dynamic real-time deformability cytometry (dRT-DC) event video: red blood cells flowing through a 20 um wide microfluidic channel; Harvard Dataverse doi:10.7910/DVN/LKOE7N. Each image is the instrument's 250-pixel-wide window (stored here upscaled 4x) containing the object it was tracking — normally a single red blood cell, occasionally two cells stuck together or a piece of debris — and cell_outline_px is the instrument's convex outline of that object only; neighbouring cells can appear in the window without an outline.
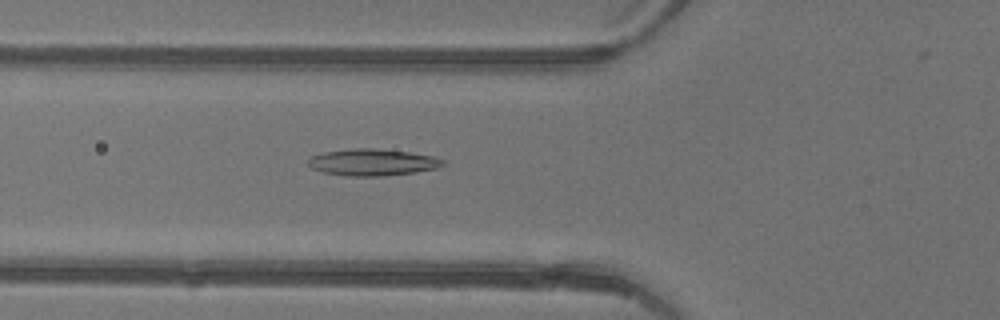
{"species": "common noctule bat (a hibernating species)", "species_latin": "Nyctalus noctula", "temperature_condition": "warm", "stored_images_in_passage": 45, "camera_frame_rate_fps": 3000, "um_per_image_px": 0.085, "animal": {"sex": "female"}, "frame": {"image": 1, "passage_image": 16, "time_ms": 5.0, "image_size_px": [1000, 320], "cell_outline_px": [[448, 164], [436, 168], [416, 172], [380, 176], [348, 176], [324, 172], [312, 168], [308, 164], [308, 160], [312, 156], [324, 152], [352, 148], [376, 148], [408, 152], [432, 156], [444, 160]], "centroid_in_image_um": [31.69, 13.79], "position_along_channel_um": 94.1, "area_um2": 20.92}}
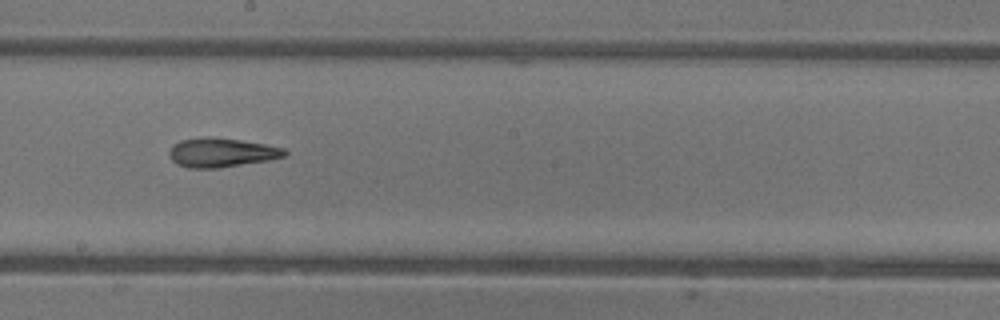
{"frame": {"image": 2, "passage_image": 25, "time_ms": 8.0, "image_size_px": [1000, 320], "cell_outline_px": [[288, 152], [284, 156], [268, 160], [220, 168], [188, 168], [176, 164], [168, 156], [168, 152], [172, 144], [180, 140], [208, 136], [240, 140], [264, 144], [284, 148]], "centroid_in_image_um": [18.77, 12.97], "position_along_channel_um": 229.4, "area_um2": 19.71}}
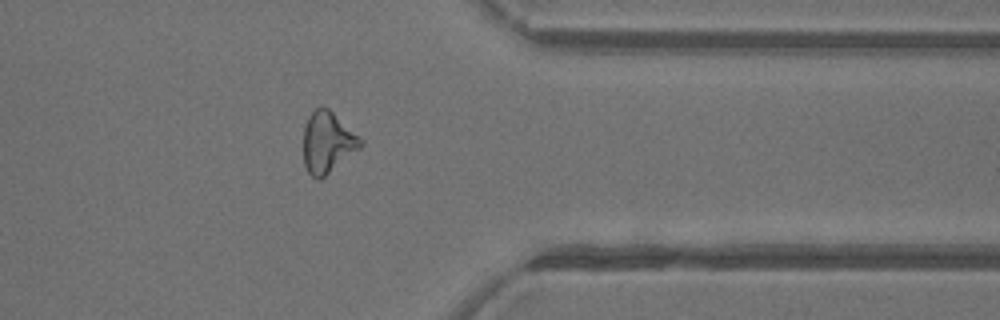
{"frame": {"image": 3, "passage_image": 36, "time_ms": 11.667, "image_size_px": [1000, 320], "cell_outline_px": [[364, 144], [360, 148], [320, 180], [316, 180], [308, 172], [304, 164], [304, 128], [308, 116], [316, 108], [328, 108], [364, 140]], "centroid_in_image_um": [27.85, 12.12], "position_along_channel_um": 383.6, "area_um2": 20.23}, "authors_computed_cell_mechanics": {"area_um2": 20.6346, "velocity_mm_per_s": 4.4889, "shape_relaxation_time_tau1_ms": null, "shape_relaxation_time_tau2_ms": 1.5983, "deformation_change_tau1": null, "deformation_change_tau2": 0.1034}}